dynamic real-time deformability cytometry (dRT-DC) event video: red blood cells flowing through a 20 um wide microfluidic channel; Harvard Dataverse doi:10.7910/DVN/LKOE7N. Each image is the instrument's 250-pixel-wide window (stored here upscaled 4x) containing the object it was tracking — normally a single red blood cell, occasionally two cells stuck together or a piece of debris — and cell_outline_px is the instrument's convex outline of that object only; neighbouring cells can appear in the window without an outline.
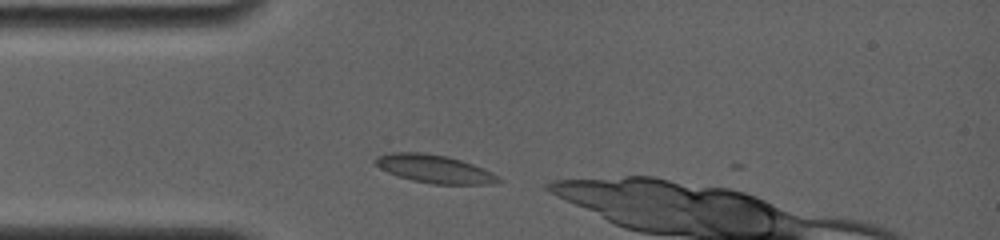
{"species": "common noctule bat (a hibernating species)", "species_latin": "Nyctalus noctula", "temperature_condition": "room temperature", "stored_images_in_passage": 2, "camera_frame_rate_fps": 4000, "um_per_image_px": 0.085, "animal": {"sex": "female", "body_mass_g": 19.0, "forearm_length_mm": 56.7}, "frame": {"image": 1, "passage_image": 1, "time_ms": 0.0, "image_size_px": [1000, 240], "cell_outline_px": [[500, 180], [488, 184], [432, 184], [412, 180], [388, 172], [380, 168], [372, 160], [376, 156], [388, 152], [420, 152], [448, 156], [472, 164], [492, 172], [500, 176]], "centroid_in_image_um": [36.88, 14.34], "position_along_channel_um": 48.1, "area_um2": 20.06}}